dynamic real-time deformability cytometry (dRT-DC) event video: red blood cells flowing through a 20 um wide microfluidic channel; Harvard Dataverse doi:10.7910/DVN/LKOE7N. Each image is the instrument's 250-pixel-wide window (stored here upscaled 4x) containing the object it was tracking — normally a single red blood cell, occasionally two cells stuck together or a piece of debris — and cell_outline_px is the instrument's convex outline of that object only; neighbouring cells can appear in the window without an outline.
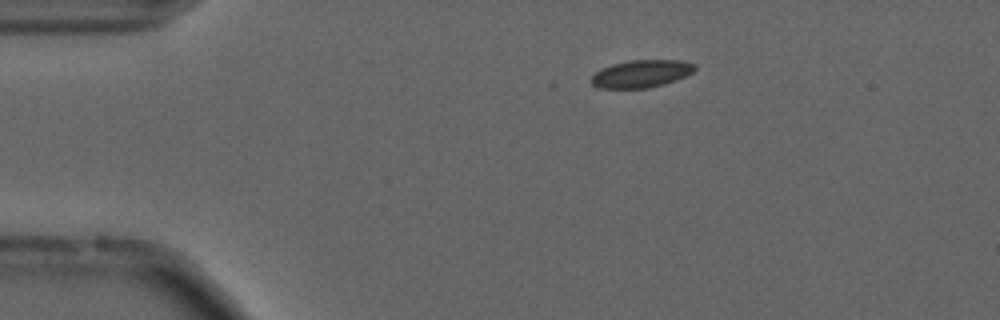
{"species": "common noctule bat (a hibernating species)", "species_latin": "Nyctalus noctula", "temperature_condition": "cold", "stored_images_in_passage": 46, "camera_frame_rate_fps": 3000, "um_per_image_px": 0.085, "animal": {"sex": "male", "forearm_length_mm": 52.5}, "frame": {"image": 1, "passage_image": 1, "time_ms": 0.0, "image_size_px": [1000, 320], "cell_outline_px": [[696, 68], [692, 72], [676, 80], [664, 84], [648, 88], [596, 88], [588, 80], [600, 68], [612, 64], [628, 60], [680, 60], [696, 64]], "centroid_in_image_um": [54.47, 6.26], "position_along_channel_um": 30.5, "area_um2": 16.76}}
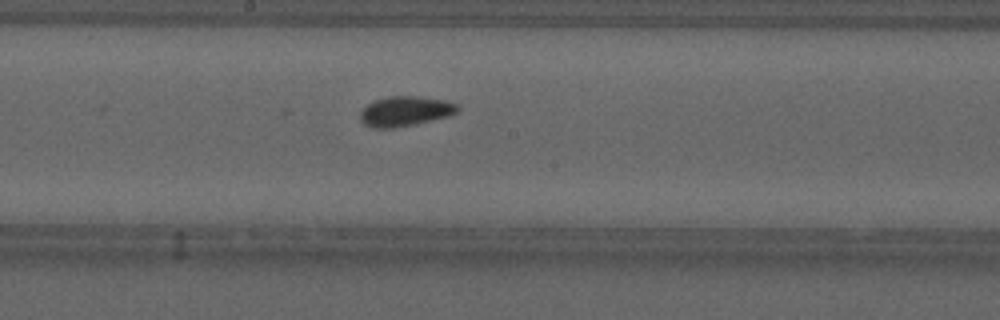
{"frame": {"image": 2, "passage_image": 20, "time_ms": 6.333, "image_size_px": [1000, 320], "cell_outline_px": [[460, 108], [456, 112], [448, 116], [416, 124], [392, 128], [376, 128], [364, 124], [360, 120], [360, 112], [368, 104], [376, 100], [388, 96], [416, 96], [444, 100], [456, 104]], "centroid_in_image_um": [34.43, 9.46], "position_along_channel_um": 213.8, "area_um2": 16.82}}